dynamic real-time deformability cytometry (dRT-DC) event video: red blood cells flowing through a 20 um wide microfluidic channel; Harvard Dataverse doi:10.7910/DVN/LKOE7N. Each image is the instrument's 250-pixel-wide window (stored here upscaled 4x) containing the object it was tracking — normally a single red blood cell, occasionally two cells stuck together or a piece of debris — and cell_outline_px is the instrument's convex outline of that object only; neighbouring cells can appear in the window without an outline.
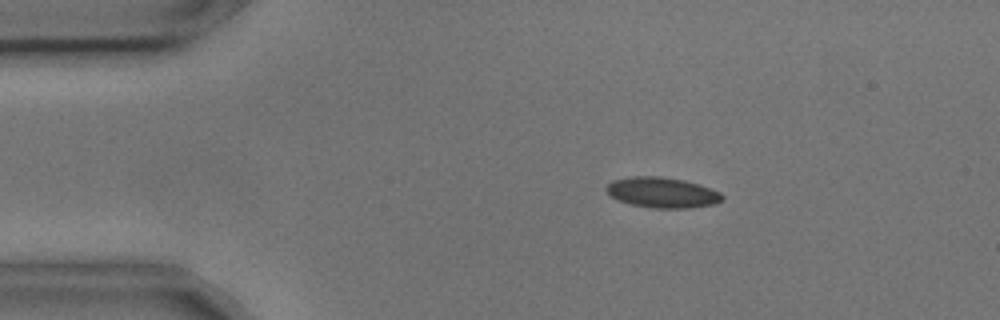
{"species": "common noctule bat (a hibernating species)", "species_latin": "Nyctalus noctula", "temperature_condition": "cold", "stored_images_in_passage": 5, "camera_frame_rate_fps": 3000, "um_per_image_px": 0.085, "animal": {"sex": "male", "body_mass_g": 17.9, "forearm_length_mm": 54.2}, "frame": {"image": 1, "passage_image": 2, "time_ms": 0.333, "image_size_px": [1000, 320], "cell_outline_px": [[724, 196], [716, 204], [692, 208], [652, 208], [632, 204], [620, 200], [612, 196], [604, 188], [612, 180], [632, 176], [660, 176], [684, 180], [720, 192]], "centroid_in_image_um": [56.28, 16.36], "position_along_channel_um": 28.7, "area_um2": 20.4}}